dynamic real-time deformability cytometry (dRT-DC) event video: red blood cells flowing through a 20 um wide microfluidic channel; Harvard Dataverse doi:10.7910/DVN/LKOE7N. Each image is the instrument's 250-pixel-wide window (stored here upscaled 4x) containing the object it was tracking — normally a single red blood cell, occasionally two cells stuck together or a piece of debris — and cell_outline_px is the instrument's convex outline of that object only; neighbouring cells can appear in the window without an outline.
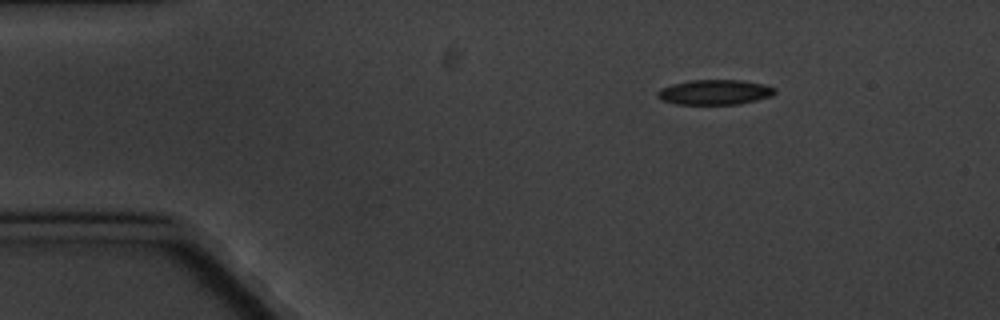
{"species": "common noctule bat (a hibernating species)", "species_latin": "Nyctalus noctula", "temperature_condition": "cold", "stored_images_in_passage": 4, "segment_of_instrument_passage": [1, 2], "camera_frame_rate_fps": 3000, "um_per_image_px": 0.085, "animal": {"sex": "male", "body_mass_g": 20.1, "forearm_length_mm": 53.5}, "frame": {"image": 1, "passage_image": 1, "time_ms": 0.0, "image_size_px": [1000, 320], "cell_outline_px": [[776, 92], [772, 96], [740, 104], [676, 104], [660, 100], [656, 96], [656, 92], [660, 88], [672, 84], [688, 80], [744, 80], [764, 84], [776, 88]], "centroid_in_image_um": [60.74, 7.83], "position_along_channel_um": 24.3, "area_um2": 17.34}}